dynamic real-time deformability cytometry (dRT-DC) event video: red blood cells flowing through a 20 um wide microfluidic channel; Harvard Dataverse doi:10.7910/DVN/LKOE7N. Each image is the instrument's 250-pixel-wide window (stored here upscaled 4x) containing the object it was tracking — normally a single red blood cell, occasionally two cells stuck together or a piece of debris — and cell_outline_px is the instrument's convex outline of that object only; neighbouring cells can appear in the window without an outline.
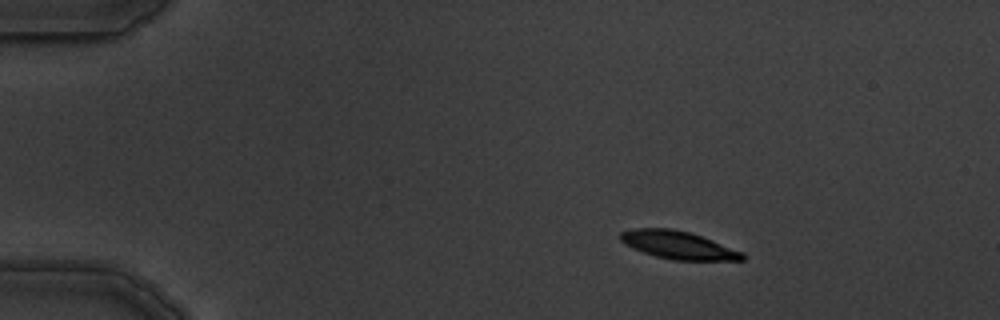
{"species": "common noctule bat (a hibernating species)", "species_latin": "Nyctalus noctula", "temperature_condition": "warm", "stored_images_in_passage": 5, "camera_frame_rate_fps": 3000, "um_per_image_px": 0.085, "animal": {"sex": "male", "body_mass_g": 19.5, "forearm_length_mm": 54.6}, "frame": {"image": 1, "passage_image": 2, "time_ms": 1.333, "image_size_px": [1000, 320], "cell_outline_px": [[744, 260], [672, 260], [656, 256], [644, 252], [624, 244], [620, 240], [620, 232], [636, 228], [672, 228], [688, 232], [712, 240], [744, 252]], "centroid_in_image_um": [57.64, 20.83], "position_along_channel_um": 27.4, "area_um2": 19.65}}
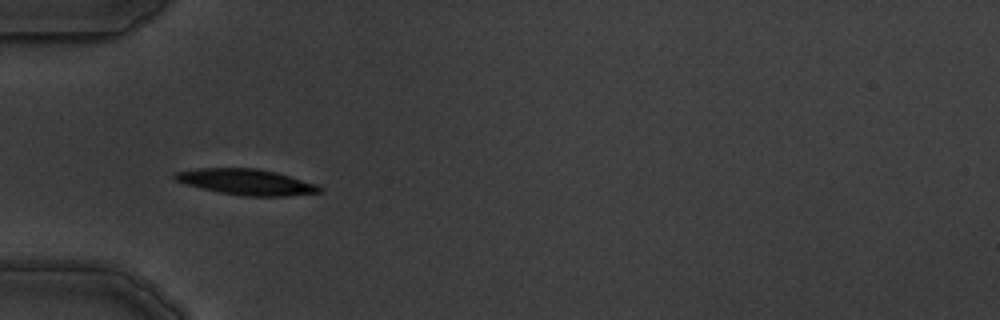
{"frame": {"image": 2, "passage_image": 4, "time_ms": 4.333, "image_size_px": [1000, 320], "cell_outline_px": [[324, 192], [284, 196], [244, 196], [220, 192], [184, 184], [176, 180], [172, 176], [176, 172], [196, 168], [256, 168], [276, 172], [316, 184], [324, 188]], "centroid_in_image_um": [20.95, 15.46], "position_along_channel_um": 64.1, "area_um2": 21.73}}
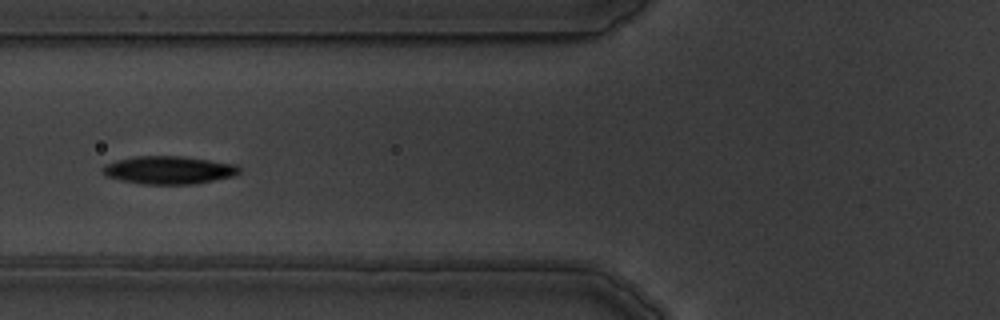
{"frame": {"image": 3, "passage_image": 5, "time_ms": 5.667, "image_size_px": [1000, 320], "cell_outline_px": [[240, 172], [232, 176], [196, 184], [144, 184], [120, 180], [108, 176], [100, 168], [104, 164], [116, 160], [136, 156], [184, 156], [236, 164], [240, 168]], "centroid_in_image_um": [14.34, 14.45], "position_along_channel_um": 111.5, "area_um2": 22.25}}